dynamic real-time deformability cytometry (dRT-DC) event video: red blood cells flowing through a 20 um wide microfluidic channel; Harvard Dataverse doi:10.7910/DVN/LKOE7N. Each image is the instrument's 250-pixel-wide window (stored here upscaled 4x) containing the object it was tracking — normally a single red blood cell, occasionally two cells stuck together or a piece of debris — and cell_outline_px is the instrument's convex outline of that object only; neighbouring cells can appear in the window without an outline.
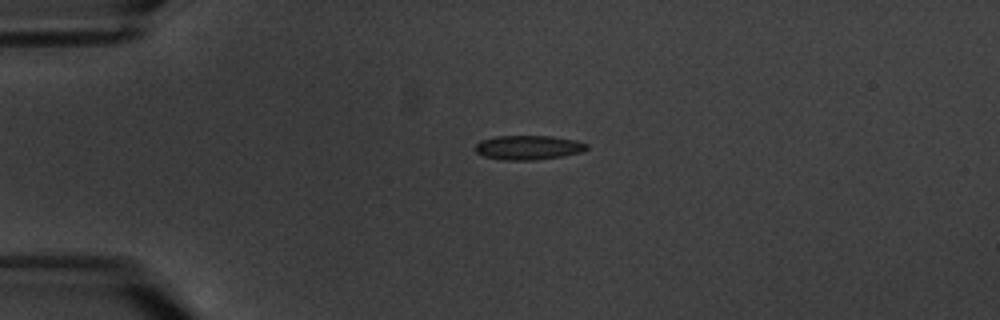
{"species": "common noctule bat (a hibernating species)", "species_latin": "Nyctalus noctula", "temperature_condition": "warm", "stored_images_in_passage": 2, "camera_frame_rate_fps": 3000, "um_per_image_px": 0.085, "animal": {"sex": "male", "body_mass_g": 20.1, "forearm_length_mm": 53.5}, "frame": {"image": 1, "passage_image": 1, "time_ms": 0.0, "image_size_px": [1000, 320], "cell_outline_px": [[588, 148], [580, 152], [560, 156], [536, 160], [500, 160], [484, 156], [476, 152], [476, 144], [480, 140], [496, 136], [552, 136], [576, 140], [588, 144]], "centroid_in_image_um": [44.89, 12.53], "position_along_channel_um": 40.1, "area_um2": 15.78}}